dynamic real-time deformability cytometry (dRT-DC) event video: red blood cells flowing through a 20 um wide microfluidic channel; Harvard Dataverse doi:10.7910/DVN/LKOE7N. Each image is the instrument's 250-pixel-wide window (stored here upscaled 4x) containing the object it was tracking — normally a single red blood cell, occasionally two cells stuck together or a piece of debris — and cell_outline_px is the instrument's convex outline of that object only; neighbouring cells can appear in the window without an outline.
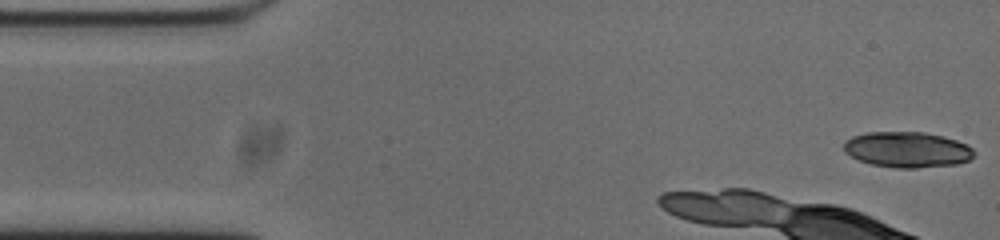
{"species": "common noctule bat (a hibernating species)", "species_latin": "Nyctalus noctula", "temperature_condition": "cold", "stored_images_in_passage": 18, "camera_frame_rate_fps": 3000, "um_per_image_px": 0.085, "animal": {"sex": "male", "body_mass_g": 20.0, "forearm_length_mm": 53.3}, "frame": {"image": 1, "passage_image": 1, "time_ms": 0.0, "image_size_px": [1000, 240], "cell_outline_px": [[976, 152], [968, 160], [956, 164], [916, 168], [896, 168], [872, 164], [860, 160], [844, 152], [844, 140], [852, 136], [868, 132], [924, 132], [944, 136], [968, 144]], "centroid_in_image_um": [77.12, 12.71], "position_along_channel_um": 7.9, "area_um2": 27.11}}